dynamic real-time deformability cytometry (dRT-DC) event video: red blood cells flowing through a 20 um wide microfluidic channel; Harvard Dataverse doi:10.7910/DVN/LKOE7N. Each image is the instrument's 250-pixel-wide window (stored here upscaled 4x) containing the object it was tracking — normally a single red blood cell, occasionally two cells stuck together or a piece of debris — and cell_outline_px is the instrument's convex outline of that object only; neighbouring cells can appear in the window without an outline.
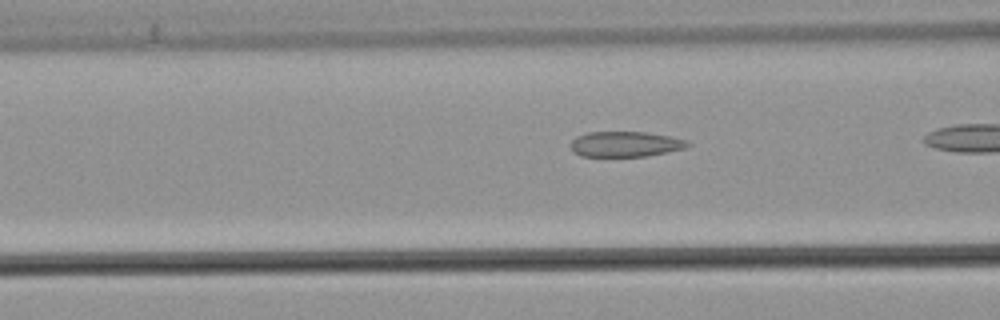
{"species": "common noctule bat (a hibernating species)", "species_latin": "Nyctalus noctula", "temperature_condition": "warm", "stored_images_in_passage": 24, "camera_frame_rate_fps": 3000, "um_per_image_px": 0.085, "animal": {"sex": "male", "body_mass_g": 21.5, "forearm_length_mm": 52.0}, "frame": {"image": 1, "passage_image": 4, "time_ms": 1.0, "image_size_px": [1000, 320], "cell_outline_px": [[692, 144], [684, 148], [648, 156], [580, 156], [572, 152], [572, 140], [576, 136], [588, 132], [644, 132], [672, 136], [688, 140]], "centroid_in_image_um": [53.17, 12.24], "position_along_channel_um": 113.4, "area_um2": 17.34}}